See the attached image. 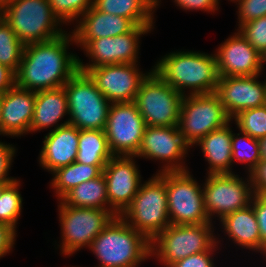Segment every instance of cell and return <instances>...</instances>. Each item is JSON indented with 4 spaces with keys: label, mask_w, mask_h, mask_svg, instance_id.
Returning a JSON list of instances; mask_svg holds the SVG:
<instances>
[{
    "label": "cell",
    "mask_w": 266,
    "mask_h": 267,
    "mask_svg": "<svg viewBox=\"0 0 266 267\" xmlns=\"http://www.w3.org/2000/svg\"><path fill=\"white\" fill-rule=\"evenodd\" d=\"M261 160H266V136L259 139Z\"/></svg>",
    "instance_id": "obj_44"
},
{
    "label": "cell",
    "mask_w": 266,
    "mask_h": 267,
    "mask_svg": "<svg viewBox=\"0 0 266 267\" xmlns=\"http://www.w3.org/2000/svg\"><path fill=\"white\" fill-rule=\"evenodd\" d=\"M36 92L14 85L2 95L1 135L20 137L30 132Z\"/></svg>",
    "instance_id": "obj_20"
},
{
    "label": "cell",
    "mask_w": 266,
    "mask_h": 267,
    "mask_svg": "<svg viewBox=\"0 0 266 267\" xmlns=\"http://www.w3.org/2000/svg\"><path fill=\"white\" fill-rule=\"evenodd\" d=\"M3 19V8L0 7V21Z\"/></svg>",
    "instance_id": "obj_50"
},
{
    "label": "cell",
    "mask_w": 266,
    "mask_h": 267,
    "mask_svg": "<svg viewBox=\"0 0 266 267\" xmlns=\"http://www.w3.org/2000/svg\"><path fill=\"white\" fill-rule=\"evenodd\" d=\"M135 156H113L102 174L107 183L108 210L120 216L131 204L142 184Z\"/></svg>",
    "instance_id": "obj_17"
},
{
    "label": "cell",
    "mask_w": 266,
    "mask_h": 267,
    "mask_svg": "<svg viewBox=\"0 0 266 267\" xmlns=\"http://www.w3.org/2000/svg\"><path fill=\"white\" fill-rule=\"evenodd\" d=\"M60 201L68 206L108 209L105 177L101 174L97 178L82 182L67 192Z\"/></svg>",
    "instance_id": "obj_27"
},
{
    "label": "cell",
    "mask_w": 266,
    "mask_h": 267,
    "mask_svg": "<svg viewBox=\"0 0 266 267\" xmlns=\"http://www.w3.org/2000/svg\"><path fill=\"white\" fill-rule=\"evenodd\" d=\"M25 45L4 19L0 21V63L14 72L19 68Z\"/></svg>",
    "instance_id": "obj_32"
},
{
    "label": "cell",
    "mask_w": 266,
    "mask_h": 267,
    "mask_svg": "<svg viewBox=\"0 0 266 267\" xmlns=\"http://www.w3.org/2000/svg\"><path fill=\"white\" fill-rule=\"evenodd\" d=\"M264 63H266V50L261 54V66L264 68Z\"/></svg>",
    "instance_id": "obj_46"
},
{
    "label": "cell",
    "mask_w": 266,
    "mask_h": 267,
    "mask_svg": "<svg viewBox=\"0 0 266 267\" xmlns=\"http://www.w3.org/2000/svg\"><path fill=\"white\" fill-rule=\"evenodd\" d=\"M189 148L178 126H146L140 147L134 156L162 161L164 165L158 171L160 173L187 171L189 168L184 159Z\"/></svg>",
    "instance_id": "obj_13"
},
{
    "label": "cell",
    "mask_w": 266,
    "mask_h": 267,
    "mask_svg": "<svg viewBox=\"0 0 266 267\" xmlns=\"http://www.w3.org/2000/svg\"><path fill=\"white\" fill-rule=\"evenodd\" d=\"M99 260L98 267H138L151 258L150 240L115 216L88 247Z\"/></svg>",
    "instance_id": "obj_3"
},
{
    "label": "cell",
    "mask_w": 266,
    "mask_h": 267,
    "mask_svg": "<svg viewBox=\"0 0 266 267\" xmlns=\"http://www.w3.org/2000/svg\"><path fill=\"white\" fill-rule=\"evenodd\" d=\"M65 115H69V110L64 87L36 91L30 133L40 132L42 129H47L54 125L55 127L52 130H55L68 124L69 120L67 119L64 123L58 124Z\"/></svg>",
    "instance_id": "obj_23"
},
{
    "label": "cell",
    "mask_w": 266,
    "mask_h": 267,
    "mask_svg": "<svg viewBox=\"0 0 266 267\" xmlns=\"http://www.w3.org/2000/svg\"><path fill=\"white\" fill-rule=\"evenodd\" d=\"M154 5L155 8H157V6H159V3L161 2V0H150Z\"/></svg>",
    "instance_id": "obj_49"
},
{
    "label": "cell",
    "mask_w": 266,
    "mask_h": 267,
    "mask_svg": "<svg viewBox=\"0 0 266 267\" xmlns=\"http://www.w3.org/2000/svg\"><path fill=\"white\" fill-rule=\"evenodd\" d=\"M214 251H205L190 255L182 260H178L170 267H216L214 264Z\"/></svg>",
    "instance_id": "obj_39"
},
{
    "label": "cell",
    "mask_w": 266,
    "mask_h": 267,
    "mask_svg": "<svg viewBox=\"0 0 266 267\" xmlns=\"http://www.w3.org/2000/svg\"><path fill=\"white\" fill-rule=\"evenodd\" d=\"M236 3L238 12V28L257 18L266 16V0H233Z\"/></svg>",
    "instance_id": "obj_36"
},
{
    "label": "cell",
    "mask_w": 266,
    "mask_h": 267,
    "mask_svg": "<svg viewBox=\"0 0 266 267\" xmlns=\"http://www.w3.org/2000/svg\"><path fill=\"white\" fill-rule=\"evenodd\" d=\"M239 176L235 173L206 176L203 183L204 208L211 223L216 216L221 221L229 213L244 209L250 204L254 193L249 174L247 181Z\"/></svg>",
    "instance_id": "obj_12"
},
{
    "label": "cell",
    "mask_w": 266,
    "mask_h": 267,
    "mask_svg": "<svg viewBox=\"0 0 266 267\" xmlns=\"http://www.w3.org/2000/svg\"><path fill=\"white\" fill-rule=\"evenodd\" d=\"M58 210L62 235L58 246L65 256H71L82 247H89L116 216L108 209L68 206L60 200Z\"/></svg>",
    "instance_id": "obj_8"
},
{
    "label": "cell",
    "mask_w": 266,
    "mask_h": 267,
    "mask_svg": "<svg viewBox=\"0 0 266 267\" xmlns=\"http://www.w3.org/2000/svg\"><path fill=\"white\" fill-rule=\"evenodd\" d=\"M1 102H2V95H0V135H1V117H2Z\"/></svg>",
    "instance_id": "obj_47"
},
{
    "label": "cell",
    "mask_w": 266,
    "mask_h": 267,
    "mask_svg": "<svg viewBox=\"0 0 266 267\" xmlns=\"http://www.w3.org/2000/svg\"><path fill=\"white\" fill-rule=\"evenodd\" d=\"M153 71L183 96L215 93L219 82L215 53L172 51L156 62Z\"/></svg>",
    "instance_id": "obj_2"
},
{
    "label": "cell",
    "mask_w": 266,
    "mask_h": 267,
    "mask_svg": "<svg viewBox=\"0 0 266 267\" xmlns=\"http://www.w3.org/2000/svg\"><path fill=\"white\" fill-rule=\"evenodd\" d=\"M54 14L64 24L78 21L92 6V0H49Z\"/></svg>",
    "instance_id": "obj_34"
},
{
    "label": "cell",
    "mask_w": 266,
    "mask_h": 267,
    "mask_svg": "<svg viewBox=\"0 0 266 267\" xmlns=\"http://www.w3.org/2000/svg\"><path fill=\"white\" fill-rule=\"evenodd\" d=\"M113 156L104 130H80L76 162L106 165Z\"/></svg>",
    "instance_id": "obj_29"
},
{
    "label": "cell",
    "mask_w": 266,
    "mask_h": 267,
    "mask_svg": "<svg viewBox=\"0 0 266 267\" xmlns=\"http://www.w3.org/2000/svg\"><path fill=\"white\" fill-rule=\"evenodd\" d=\"M92 6L103 13L130 19L136 26L155 23V5L150 0H92Z\"/></svg>",
    "instance_id": "obj_26"
},
{
    "label": "cell",
    "mask_w": 266,
    "mask_h": 267,
    "mask_svg": "<svg viewBox=\"0 0 266 267\" xmlns=\"http://www.w3.org/2000/svg\"><path fill=\"white\" fill-rule=\"evenodd\" d=\"M165 186L171 225L211 223L204 208L203 187L189 170L165 172Z\"/></svg>",
    "instance_id": "obj_10"
},
{
    "label": "cell",
    "mask_w": 266,
    "mask_h": 267,
    "mask_svg": "<svg viewBox=\"0 0 266 267\" xmlns=\"http://www.w3.org/2000/svg\"><path fill=\"white\" fill-rule=\"evenodd\" d=\"M260 53L266 50V16L251 20L237 29Z\"/></svg>",
    "instance_id": "obj_35"
},
{
    "label": "cell",
    "mask_w": 266,
    "mask_h": 267,
    "mask_svg": "<svg viewBox=\"0 0 266 267\" xmlns=\"http://www.w3.org/2000/svg\"><path fill=\"white\" fill-rule=\"evenodd\" d=\"M16 235L17 233L11 227L0 223V258L12 251Z\"/></svg>",
    "instance_id": "obj_42"
},
{
    "label": "cell",
    "mask_w": 266,
    "mask_h": 267,
    "mask_svg": "<svg viewBox=\"0 0 266 267\" xmlns=\"http://www.w3.org/2000/svg\"><path fill=\"white\" fill-rule=\"evenodd\" d=\"M73 34L65 32L59 37L25 45L15 85L30 91L63 87L79 70V56L68 52ZM70 44V45H69Z\"/></svg>",
    "instance_id": "obj_1"
},
{
    "label": "cell",
    "mask_w": 266,
    "mask_h": 267,
    "mask_svg": "<svg viewBox=\"0 0 266 267\" xmlns=\"http://www.w3.org/2000/svg\"><path fill=\"white\" fill-rule=\"evenodd\" d=\"M254 194L266 195V160L259 163L249 173Z\"/></svg>",
    "instance_id": "obj_40"
},
{
    "label": "cell",
    "mask_w": 266,
    "mask_h": 267,
    "mask_svg": "<svg viewBox=\"0 0 266 267\" xmlns=\"http://www.w3.org/2000/svg\"><path fill=\"white\" fill-rule=\"evenodd\" d=\"M77 22L71 33L74 36L75 44L80 45L81 49L93 39L122 35L130 32L136 26L130 19L103 13L93 6Z\"/></svg>",
    "instance_id": "obj_22"
},
{
    "label": "cell",
    "mask_w": 266,
    "mask_h": 267,
    "mask_svg": "<svg viewBox=\"0 0 266 267\" xmlns=\"http://www.w3.org/2000/svg\"><path fill=\"white\" fill-rule=\"evenodd\" d=\"M153 71L143 73L138 64H112L91 68L87 74L111 103L133 102L142 82Z\"/></svg>",
    "instance_id": "obj_16"
},
{
    "label": "cell",
    "mask_w": 266,
    "mask_h": 267,
    "mask_svg": "<svg viewBox=\"0 0 266 267\" xmlns=\"http://www.w3.org/2000/svg\"><path fill=\"white\" fill-rule=\"evenodd\" d=\"M150 241L169 225L165 172H157L140 185L131 204L120 215Z\"/></svg>",
    "instance_id": "obj_5"
},
{
    "label": "cell",
    "mask_w": 266,
    "mask_h": 267,
    "mask_svg": "<svg viewBox=\"0 0 266 267\" xmlns=\"http://www.w3.org/2000/svg\"><path fill=\"white\" fill-rule=\"evenodd\" d=\"M183 95L152 71L134 100L146 126H178Z\"/></svg>",
    "instance_id": "obj_11"
},
{
    "label": "cell",
    "mask_w": 266,
    "mask_h": 267,
    "mask_svg": "<svg viewBox=\"0 0 266 267\" xmlns=\"http://www.w3.org/2000/svg\"><path fill=\"white\" fill-rule=\"evenodd\" d=\"M20 180L9 183L0 195V223L11 227L15 232L21 215L23 198L19 192Z\"/></svg>",
    "instance_id": "obj_30"
},
{
    "label": "cell",
    "mask_w": 266,
    "mask_h": 267,
    "mask_svg": "<svg viewBox=\"0 0 266 267\" xmlns=\"http://www.w3.org/2000/svg\"><path fill=\"white\" fill-rule=\"evenodd\" d=\"M69 123L79 130H105L111 105L87 73L77 71L63 86Z\"/></svg>",
    "instance_id": "obj_7"
},
{
    "label": "cell",
    "mask_w": 266,
    "mask_h": 267,
    "mask_svg": "<svg viewBox=\"0 0 266 267\" xmlns=\"http://www.w3.org/2000/svg\"><path fill=\"white\" fill-rule=\"evenodd\" d=\"M221 225L229 239L240 248H247L261 253L259 226L253 206L231 212L221 221Z\"/></svg>",
    "instance_id": "obj_25"
},
{
    "label": "cell",
    "mask_w": 266,
    "mask_h": 267,
    "mask_svg": "<svg viewBox=\"0 0 266 267\" xmlns=\"http://www.w3.org/2000/svg\"><path fill=\"white\" fill-rule=\"evenodd\" d=\"M261 74L243 77H219L216 94L225 112L232 119L240 111L264 106L266 79L258 81Z\"/></svg>",
    "instance_id": "obj_19"
},
{
    "label": "cell",
    "mask_w": 266,
    "mask_h": 267,
    "mask_svg": "<svg viewBox=\"0 0 266 267\" xmlns=\"http://www.w3.org/2000/svg\"><path fill=\"white\" fill-rule=\"evenodd\" d=\"M231 121L224 127L210 132L195 146L201 147L205 160L209 164L207 174L234 173L232 172V128Z\"/></svg>",
    "instance_id": "obj_24"
},
{
    "label": "cell",
    "mask_w": 266,
    "mask_h": 267,
    "mask_svg": "<svg viewBox=\"0 0 266 267\" xmlns=\"http://www.w3.org/2000/svg\"><path fill=\"white\" fill-rule=\"evenodd\" d=\"M145 121L135 102L111 103L105 134L114 156H134L140 147Z\"/></svg>",
    "instance_id": "obj_15"
},
{
    "label": "cell",
    "mask_w": 266,
    "mask_h": 267,
    "mask_svg": "<svg viewBox=\"0 0 266 267\" xmlns=\"http://www.w3.org/2000/svg\"><path fill=\"white\" fill-rule=\"evenodd\" d=\"M9 183H0V195L2 190L8 185Z\"/></svg>",
    "instance_id": "obj_48"
},
{
    "label": "cell",
    "mask_w": 266,
    "mask_h": 267,
    "mask_svg": "<svg viewBox=\"0 0 266 267\" xmlns=\"http://www.w3.org/2000/svg\"><path fill=\"white\" fill-rule=\"evenodd\" d=\"M212 224H170L150 241L151 256L164 267H170L190 255L218 250L220 241L213 234Z\"/></svg>",
    "instance_id": "obj_4"
},
{
    "label": "cell",
    "mask_w": 266,
    "mask_h": 267,
    "mask_svg": "<svg viewBox=\"0 0 266 267\" xmlns=\"http://www.w3.org/2000/svg\"><path fill=\"white\" fill-rule=\"evenodd\" d=\"M16 150L12 144L0 141V183H12L17 179L8 176Z\"/></svg>",
    "instance_id": "obj_38"
},
{
    "label": "cell",
    "mask_w": 266,
    "mask_h": 267,
    "mask_svg": "<svg viewBox=\"0 0 266 267\" xmlns=\"http://www.w3.org/2000/svg\"><path fill=\"white\" fill-rule=\"evenodd\" d=\"M250 204L253 206L261 238V254L266 258V195L253 194Z\"/></svg>",
    "instance_id": "obj_37"
},
{
    "label": "cell",
    "mask_w": 266,
    "mask_h": 267,
    "mask_svg": "<svg viewBox=\"0 0 266 267\" xmlns=\"http://www.w3.org/2000/svg\"><path fill=\"white\" fill-rule=\"evenodd\" d=\"M80 130L70 123L47 133L39 154V163L51 174L77 159Z\"/></svg>",
    "instance_id": "obj_21"
},
{
    "label": "cell",
    "mask_w": 266,
    "mask_h": 267,
    "mask_svg": "<svg viewBox=\"0 0 266 267\" xmlns=\"http://www.w3.org/2000/svg\"><path fill=\"white\" fill-rule=\"evenodd\" d=\"M105 166L86 165L75 161L54 171L50 186L56 191L57 200L82 182L99 177Z\"/></svg>",
    "instance_id": "obj_28"
},
{
    "label": "cell",
    "mask_w": 266,
    "mask_h": 267,
    "mask_svg": "<svg viewBox=\"0 0 266 267\" xmlns=\"http://www.w3.org/2000/svg\"><path fill=\"white\" fill-rule=\"evenodd\" d=\"M3 19L24 44L47 41L66 31L49 0H12L3 9Z\"/></svg>",
    "instance_id": "obj_6"
},
{
    "label": "cell",
    "mask_w": 266,
    "mask_h": 267,
    "mask_svg": "<svg viewBox=\"0 0 266 267\" xmlns=\"http://www.w3.org/2000/svg\"><path fill=\"white\" fill-rule=\"evenodd\" d=\"M232 119L241 132L254 139L266 136V105L240 111Z\"/></svg>",
    "instance_id": "obj_33"
},
{
    "label": "cell",
    "mask_w": 266,
    "mask_h": 267,
    "mask_svg": "<svg viewBox=\"0 0 266 267\" xmlns=\"http://www.w3.org/2000/svg\"><path fill=\"white\" fill-rule=\"evenodd\" d=\"M153 26H135L122 35L91 40L82 50L91 63L79 58V71L87 73L91 68L112 64H138L141 35L148 34ZM150 31V32H149Z\"/></svg>",
    "instance_id": "obj_14"
},
{
    "label": "cell",
    "mask_w": 266,
    "mask_h": 267,
    "mask_svg": "<svg viewBox=\"0 0 266 267\" xmlns=\"http://www.w3.org/2000/svg\"><path fill=\"white\" fill-rule=\"evenodd\" d=\"M230 121L216 93L183 96L178 127L190 147Z\"/></svg>",
    "instance_id": "obj_9"
},
{
    "label": "cell",
    "mask_w": 266,
    "mask_h": 267,
    "mask_svg": "<svg viewBox=\"0 0 266 267\" xmlns=\"http://www.w3.org/2000/svg\"><path fill=\"white\" fill-rule=\"evenodd\" d=\"M220 0H174V3L184 11L201 10L215 12L219 9Z\"/></svg>",
    "instance_id": "obj_41"
},
{
    "label": "cell",
    "mask_w": 266,
    "mask_h": 267,
    "mask_svg": "<svg viewBox=\"0 0 266 267\" xmlns=\"http://www.w3.org/2000/svg\"><path fill=\"white\" fill-rule=\"evenodd\" d=\"M236 31L215 51L219 77L262 74L261 54Z\"/></svg>",
    "instance_id": "obj_18"
},
{
    "label": "cell",
    "mask_w": 266,
    "mask_h": 267,
    "mask_svg": "<svg viewBox=\"0 0 266 267\" xmlns=\"http://www.w3.org/2000/svg\"><path fill=\"white\" fill-rule=\"evenodd\" d=\"M231 147L232 163H245L248 174L261 160L259 140L250 137L248 134L241 131L239 133L233 132Z\"/></svg>",
    "instance_id": "obj_31"
},
{
    "label": "cell",
    "mask_w": 266,
    "mask_h": 267,
    "mask_svg": "<svg viewBox=\"0 0 266 267\" xmlns=\"http://www.w3.org/2000/svg\"><path fill=\"white\" fill-rule=\"evenodd\" d=\"M12 0H0V7L5 8Z\"/></svg>",
    "instance_id": "obj_45"
},
{
    "label": "cell",
    "mask_w": 266,
    "mask_h": 267,
    "mask_svg": "<svg viewBox=\"0 0 266 267\" xmlns=\"http://www.w3.org/2000/svg\"><path fill=\"white\" fill-rule=\"evenodd\" d=\"M15 85V72L0 63V95L5 94Z\"/></svg>",
    "instance_id": "obj_43"
}]
</instances>
